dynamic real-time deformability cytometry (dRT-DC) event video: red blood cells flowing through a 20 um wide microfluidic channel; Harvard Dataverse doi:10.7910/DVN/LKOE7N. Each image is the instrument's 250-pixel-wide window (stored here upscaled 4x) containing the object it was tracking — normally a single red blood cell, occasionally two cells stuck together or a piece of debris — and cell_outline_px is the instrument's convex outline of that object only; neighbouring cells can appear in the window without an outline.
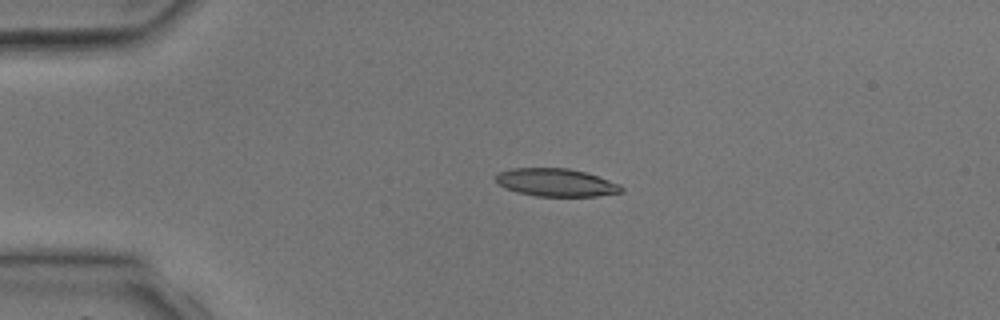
{"species": "common noctule bat (a hibernating species)", "species_latin": "Nyctalus noctula", "temperature_condition": "room temperature", "stored_images_in_passage": 4, "camera_frame_rate_fps": 3000, "um_per_image_px": 0.085, "animal": {"sex": "male", "body_mass_g": 17.9, "forearm_length_mm": 54.2}, "frame": {"image": 1, "passage_image": 3, "time_ms": 2.667, "image_size_px": [1000, 320], "cell_outline_px": [[624, 192], [596, 196], [536, 196], [516, 192], [504, 188], [496, 184], [496, 176], [500, 172], [512, 168], [568, 168], [584, 172], [620, 184], [624, 188]], "centroid_in_image_um": [47.25, 15.52], "position_along_channel_um": 37.8, "area_um2": 20.4}}